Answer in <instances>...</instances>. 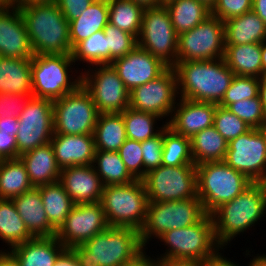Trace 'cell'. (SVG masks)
I'll return each instance as SVG.
<instances>
[{
  "label": "cell",
  "instance_id": "cell-1",
  "mask_svg": "<svg viewBox=\"0 0 266 266\" xmlns=\"http://www.w3.org/2000/svg\"><path fill=\"white\" fill-rule=\"evenodd\" d=\"M78 266H124L146 250L138 230L108 227L85 243L69 249Z\"/></svg>",
  "mask_w": 266,
  "mask_h": 266
},
{
  "label": "cell",
  "instance_id": "cell-2",
  "mask_svg": "<svg viewBox=\"0 0 266 266\" xmlns=\"http://www.w3.org/2000/svg\"><path fill=\"white\" fill-rule=\"evenodd\" d=\"M34 55L71 54L69 21L55 1L18 5Z\"/></svg>",
  "mask_w": 266,
  "mask_h": 266
},
{
  "label": "cell",
  "instance_id": "cell-3",
  "mask_svg": "<svg viewBox=\"0 0 266 266\" xmlns=\"http://www.w3.org/2000/svg\"><path fill=\"white\" fill-rule=\"evenodd\" d=\"M178 96L196 102L219 105L234 77L224 58L202 61H180L173 66Z\"/></svg>",
  "mask_w": 266,
  "mask_h": 266
},
{
  "label": "cell",
  "instance_id": "cell-4",
  "mask_svg": "<svg viewBox=\"0 0 266 266\" xmlns=\"http://www.w3.org/2000/svg\"><path fill=\"white\" fill-rule=\"evenodd\" d=\"M265 214V196L252 183L240 195L221 204L210 214L218 244L224 248L234 237L255 226Z\"/></svg>",
  "mask_w": 266,
  "mask_h": 266
},
{
  "label": "cell",
  "instance_id": "cell-5",
  "mask_svg": "<svg viewBox=\"0 0 266 266\" xmlns=\"http://www.w3.org/2000/svg\"><path fill=\"white\" fill-rule=\"evenodd\" d=\"M156 239H160L168 247L158 257L161 259L203 263L216 257L223 249L216 240L210 214H206L198 223L168 230Z\"/></svg>",
  "mask_w": 266,
  "mask_h": 266
},
{
  "label": "cell",
  "instance_id": "cell-6",
  "mask_svg": "<svg viewBox=\"0 0 266 266\" xmlns=\"http://www.w3.org/2000/svg\"><path fill=\"white\" fill-rule=\"evenodd\" d=\"M100 203L109 227L143 228L148 197L142 180L104 186Z\"/></svg>",
  "mask_w": 266,
  "mask_h": 266
},
{
  "label": "cell",
  "instance_id": "cell-7",
  "mask_svg": "<svg viewBox=\"0 0 266 266\" xmlns=\"http://www.w3.org/2000/svg\"><path fill=\"white\" fill-rule=\"evenodd\" d=\"M197 194L207 214L233 200L253 182L224 161L196 165Z\"/></svg>",
  "mask_w": 266,
  "mask_h": 266
},
{
  "label": "cell",
  "instance_id": "cell-8",
  "mask_svg": "<svg viewBox=\"0 0 266 266\" xmlns=\"http://www.w3.org/2000/svg\"><path fill=\"white\" fill-rule=\"evenodd\" d=\"M73 63L71 54L34 55L31 61L32 96L54 101L75 91L82 79L81 73L79 76L69 74Z\"/></svg>",
  "mask_w": 266,
  "mask_h": 266
},
{
  "label": "cell",
  "instance_id": "cell-9",
  "mask_svg": "<svg viewBox=\"0 0 266 266\" xmlns=\"http://www.w3.org/2000/svg\"><path fill=\"white\" fill-rule=\"evenodd\" d=\"M207 213L198 198L178 201L148 202L146 220L139 231L144 247L149 240L160 237L168 230L198 223ZM147 243V244H146Z\"/></svg>",
  "mask_w": 266,
  "mask_h": 266
},
{
  "label": "cell",
  "instance_id": "cell-10",
  "mask_svg": "<svg viewBox=\"0 0 266 266\" xmlns=\"http://www.w3.org/2000/svg\"><path fill=\"white\" fill-rule=\"evenodd\" d=\"M99 112L82 84L53 101L54 134L93 135Z\"/></svg>",
  "mask_w": 266,
  "mask_h": 266
},
{
  "label": "cell",
  "instance_id": "cell-11",
  "mask_svg": "<svg viewBox=\"0 0 266 266\" xmlns=\"http://www.w3.org/2000/svg\"><path fill=\"white\" fill-rule=\"evenodd\" d=\"M142 181L148 202L198 198L196 165H161L147 172Z\"/></svg>",
  "mask_w": 266,
  "mask_h": 266
},
{
  "label": "cell",
  "instance_id": "cell-12",
  "mask_svg": "<svg viewBox=\"0 0 266 266\" xmlns=\"http://www.w3.org/2000/svg\"><path fill=\"white\" fill-rule=\"evenodd\" d=\"M138 46L169 67L177 62L178 35L165 5L145 8Z\"/></svg>",
  "mask_w": 266,
  "mask_h": 266
},
{
  "label": "cell",
  "instance_id": "cell-13",
  "mask_svg": "<svg viewBox=\"0 0 266 266\" xmlns=\"http://www.w3.org/2000/svg\"><path fill=\"white\" fill-rule=\"evenodd\" d=\"M224 22L210 15L187 32L178 35L177 62L216 60L224 57Z\"/></svg>",
  "mask_w": 266,
  "mask_h": 266
},
{
  "label": "cell",
  "instance_id": "cell-14",
  "mask_svg": "<svg viewBox=\"0 0 266 266\" xmlns=\"http://www.w3.org/2000/svg\"><path fill=\"white\" fill-rule=\"evenodd\" d=\"M92 67L81 72V84L90 93L98 112L122 113L129 107L130 96L124 82L111 64Z\"/></svg>",
  "mask_w": 266,
  "mask_h": 266
},
{
  "label": "cell",
  "instance_id": "cell-15",
  "mask_svg": "<svg viewBox=\"0 0 266 266\" xmlns=\"http://www.w3.org/2000/svg\"><path fill=\"white\" fill-rule=\"evenodd\" d=\"M15 135L18 158L38 146L50 143L54 134L53 100L31 97L18 117Z\"/></svg>",
  "mask_w": 266,
  "mask_h": 266
},
{
  "label": "cell",
  "instance_id": "cell-16",
  "mask_svg": "<svg viewBox=\"0 0 266 266\" xmlns=\"http://www.w3.org/2000/svg\"><path fill=\"white\" fill-rule=\"evenodd\" d=\"M129 107L154 114L160 118L171 117L178 99L176 72L169 67L163 74L130 91Z\"/></svg>",
  "mask_w": 266,
  "mask_h": 266
},
{
  "label": "cell",
  "instance_id": "cell-17",
  "mask_svg": "<svg viewBox=\"0 0 266 266\" xmlns=\"http://www.w3.org/2000/svg\"><path fill=\"white\" fill-rule=\"evenodd\" d=\"M109 227L100 202L75 204L55 237L66 249L81 245Z\"/></svg>",
  "mask_w": 266,
  "mask_h": 266
},
{
  "label": "cell",
  "instance_id": "cell-18",
  "mask_svg": "<svg viewBox=\"0 0 266 266\" xmlns=\"http://www.w3.org/2000/svg\"><path fill=\"white\" fill-rule=\"evenodd\" d=\"M224 162L254 182L266 168V139L251 128L228 143Z\"/></svg>",
  "mask_w": 266,
  "mask_h": 266
},
{
  "label": "cell",
  "instance_id": "cell-19",
  "mask_svg": "<svg viewBox=\"0 0 266 266\" xmlns=\"http://www.w3.org/2000/svg\"><path fill=\"white\" fill-rule=\"evenodd\" d=\"M110 64L129 92L156 79L169 68L162 60L152 56L139 46L126 56L113 60Z\"/></svg>",
  "mask_w": 266,
  "mask_h": 266
},
{
  "label": "cell",
  "instance_id": "cell-20",
  "mask_svg": "<svg viewBox=\"0 0 266 266\" xmlns=\"http://www.w3.org/2000/svg\"><path fill=\"white\" fill-rule=\"evenodd\" d=\"M0 56L19 59L34 56L19 7H0Z\"/></svg>",
  "mask_w": 266,
  "mask_h": 266
},
{
  "label": "cell",
  "instance_id": "cell-21",
  "mask_svg": "<svg viewBox=\"0 0 266 266\" xmlns=\"http://www.w3.org/2000/svg\"><path fill=\"white\" fill-rule=\"evenodd\" d=\"M217 104L196 102L180 98L167 126L174 132L191 138L205 128L213 126Z\"/></svg>",
  "mask_w": 266,
  "mask_h": 266
},
{
  "label": "cell",
  "instance_id": "cell-22",
  "mask_svg": "<svg viewBox=\"0 0 266 266\" xmlns=\"http://www.w3.org/2000/svg\"><path fill=\"white\" fill-rule=\"evenodd\" d=\"M59 182L74 204L100 202L104 185L93 165L71 166L61 170Z\"/></svg>",
  "mask_w": 266,
  "mask_h": 266
},
{
  "label": "cell",
  "instance_id": "cell-23",
  "mask_svg": "<svg viewBox=\"0 0 266 266\" xmlns=\"http://www.w3.org/2000/svg\"><path fill=\"white\" fill-rule=\"evenodd\" d=\"M50 143L61 170L71 166L93 164L96 151L93 135L53 134Z\"/></svg>",
  "mask_w": 266,
  "mask_h": 266
},
{
  "label": "cell",
  "instance_id": "cell-24",
  "mask_svg": "<svg viewBox=\"0 0 266 266\" xmlns=\"http://www.w3.org/2000/svg\"><path fill=\"white\" fill-rule=\"evenodd\" d=\"M66 250L54 237H34L9 250L20 266H55L57 259Z\"/></svg>",
  "mask_w": 266,
  "mask_h": 266
},
{
  "label": "cell",
  "instance_id": "cell-25",
  "mask_svg": "<svg viewBox=\"0 0 266 266\" xmlns=\"http://www.w3.org/2000/svg\"><path fill=\"white\" fill-rule=\"evenodd\" d=\"M17 212L34 237H54L56 230L50 225L38 187L12 198Z\"/></svg>",
  "mask_w": 266,
  "mask_h": 266
},
{
  "label": "cell",
  "instance_id": "cell-26",
  "mask_svg": "<svg viewBox=\"0 0 266 266\" xmlns=\"http://www.w3.org/2000/svg\"><path fill=\"white\" fill-rule=\"evenodd\" d=\"M19 159L24 164L33 187L60 180L61 169L57 165L51 143L38 146L19 156Z\"/></svg>",
  "mask_w": 266,
  "mask_h": 266
},
{
  "label": "cell",
  "instance_id": "cell-27",
  "mask_svg": "<svg viewBox=\"0 0 266 266\" xmlns=\"http://www.w3.org/2000/svg\"><path fill=\"white\" fill-rule=\"evenodd\" d=\"M225 46L262 43L266 40V24L253 11L224 21Z\"/></svg>",
  "mask_w": 266,
  "mask_h": 266
},
{
  "label": "cell",
  "instance_id": "cell-28",
  "mask_svg": "<svg viewBox=\"0 0 266 266\" xmlns=\"http://www.w3.org/2000/svg\"><path fill=\"white\" fill-rule=\"evenodd\" d=\"M109 23L108 0H95L80 17L69 21V38L72 49Z\"/></svg>",
  "mask_w": 266,
  "mask_h": 266
},
{
  "label": "cell",
  "instance_id": "cell-29",
  "mask_svg": "<svg viewBox=\"0 0 266 266\" xmlns=\"http://www.w3.org/2000/svg\"><path fill=\"white\" fill-rule=\"evenodd\" d=\"M31 61L0 56V93L32 94Z\"/></svg>",
  "mask_w": 266,
  "mask_h": 266
},
{
  "label": "cell",
  "instance_id": "cell-30",
  "mask_svg": "<svg viewBox=\"0 0 266 266\" xmlns=\"http://www.w3.org/2000/svg\"><path fill=\"white\" fill-rule=\"evenodd\" d=\"M261 51L262 43L225 46L223 58L234 75L263 78Z\"/></svg>",
  "mask_w": 266,
  "mask_h": 266
},
{
  "label": "cell",
  "instance_id": "cell-31",
  "mask_svg": "<svg viewBox=\"0 0 266 266\" xmlns=\"http://www.w3.org/2000/svg\"><path fill=\"white\" fill-rule=\"evenodd\" d=\"M191 154L195 165L224 161L228 142L214 126L205 128L190 138Z\"/></svg>",
  "mask_w": 266,
  "mask_h": 266
},
{
  "label": "cell",
  "instance_id": "cell-32",
  "mask_svg": "<svg viewBox=\"0 0 266 266\" xmlns=\"http://www.w3.org/2000/svg\"><path fill=\"white\" fill-rule=\"evenodd\" d=\"M165 7L177 35L190 31L211 15V9L198 0H171Z\"/></svg>",
  "mask_w": 266,
  "mask_h": 266
},
{
  "label": "cell",
  "instance_id": "cell-33",
  "mask_svg": "<svg viewBox=\"0 0 266 266\" xmlns=\"http://www.w3.org/2000/svg\"><path fill=\"white\" fill-rule=\"evenodd\" d=\"M93 136L96 150L118 151L127 139L122 113H99Z\"/></svg>",
  "mask_w": 266,
  "mask_h": 266
},
{
  "label": "cell",
  "instance_id": "cell-34",
  "mask_svg": "<svg viewBox=\"0 0 266 266\" xmlns=\"http://www.w3.org/2000/svg\"><path fill=\"white\" fill-rule=\"evenodd\" d=\"M38 189L48 221L57 231L75 204L59 181L38 186Z\"/></svg>",
  "mask_w": 266,
  "mask_h": 266
},
{
  "label": "cell",
  "instance_id": "cell-35",
  "mask_svg": "<svg viewBox=\"0 0 266 266\" xmlns=\"http://www.w3.org/2000/svg\"><path fill=\"white\" fill-rule=\"evenodd\" d=\"M32 238L12 199H0V239L9 245L7 249Z\"/></svg>",
  "mask_w": 266,
  "mask_h": 266
},
{
  "label": "cell",
  "instance_id": "cell-36",
  "mask_svg": "<svg viewBox=\"0 0 266 266\" xmlns=\"http://www.w3.org/2000/svg\"><path fill=\"white\" fill-rule=\"evenodd\" d=\"M32 188L27 170L19 158L0 161V199H12Z\"/></svg>",
  "mask_w": 266,
  "mask_h": 266
},
{
  "label": "cell",
  "instance_id": "cell-37",
  "mask_svg": "<svg viewBox=\"0 0 266 266\" xmlns=\"http://www.w3.org/2000/svg\"><path fill=\"white\" fill-rule=\"evenodd\" d=\"M92 165L104 186L127 184L136 180L127 170L118 151L96 150Z\"/></svg>",
  "mask_w": 266,
  "mask_h": 266
},
{
  "label": "cell",
  "instance_id": "cell-38",
  "mask_svg": "<svg viewBox=\"0 0 266 266\" xmlns=\"http://www.w3.org/2000/svg\"><path fill=\"white\" fill-rule=\"evenodd\" d=\"M109 23L138 38L145 8L131 0H108Z\"/></svg>",
  "mask_w": 266,
  "mask_h": 266
},
{
  "label": "cell",
  "instance_id": "cell-39",
  "mask_svg": "<svg viewBox=\"0 0 266 266\" xmlns=\"http://www.w3.org/2000/svg\"><path fill=\"white\" fill-rule=\"evenodd\" d=\"M122 117L127 138L139 142L158 135L167 125L165 122V124L161 125L162 127L158 128L159 130H156V120L160 121L159 119L163 118L151 113L134 110L131 107H128L122 112Z\"/></svg>",
  "mask_w": 266,
  "mask_h": 266
},
{
  "label": "cell",
  "instance_id": "cell-40",
  "mask_svg": "<svg viewBox=\"0 0 266 266\" xmlns=\"http://www.w3.org/2000/svg\"><path fill=\"white\" fill-rule=\"evenodd\" d=\"M162 165L178 167L195 165L191 154L190 138L164 127Z\"/></svg>",
  "mask_w": 266,
  "mask_h": 266
},
{
  "label": "cell",
  "instance_id": "cell-41",
  "mask_svg": "<svg viewBox=\"0 0 266 266\" xmlns=\"http://www.w3.org/2000/svg\"><path fill=\"white\" fill-rule=\"evenodd\" d=\"M74 62L83 61L90 67L109 64V49L104 30L95 32L89 38L79 42L72 50Z\"/></svg>",
  "mask_w": 266,
  "mask_h": 266
},
{
  "label": "cell",
  "instance_id": "cell-42",
  "mask_svg": "<svg viewBox=\"0 0 266 266\" xmlns=\"http://www.w3.org/2000/svg\"><path fill=\"white\" fill-rule=\"evenodd\" d=\"M260 80L257 77L234 75L219 106L226 108L237 101L257 97Z\"/></svg>",
  "mask_w": 266,
  "mask_h": 266
},
{
  "label": "cell",
  "instance_id": "cell-43",
  "mask_svg": "<svg viewBox=\"0 0 266 266\" xmlns=\"http://www.w3.org/2000/svg\"><path fill=\"white\" fill-rule=\"evenodd\" d=\"M103 30L107 38V48L109 49V64L117 58L126 56L138 46L136 36L124 32L110 23Z\"/></svg>",
  "mask_w": 266,
  "mask_h": 266
},
{
  "label": "cell",
  "instance_id": "cell-44",
  "mask_svg": "<svg viewBox=\"0 0 266 266\" xmlns=\"http://www.w3.org/2000/svg\"><path fill=\"white\" fill-rule=\"evenodd\" d=\"M213 126L228 143L251 129L234 113L219 105L214 114Z\"/></svg>",
  "mask_w": 266,
  "mask_h": 266
},
{
  "label": "cell",
  "instance_id": "cell-45",
  "mask_svg": "<svg viewBox=\"0 0 266 266\" xmlns=\"http://www.w3.org/2000/svg\"><path fill=\"white\" fill-rule=\"evenodd\" d=\"M226 109L243 120L250 128L259 129L265 119L259 95L229 104Z\"/></svg>",
  "mask_w": 266,
  "mask_h": 266
},
{
  "label": "cell",
  "instance_id": "cell-46",
  "mask_svg": "<svg viewBox=\"0 0 266 266\" xmlns=\"http://www.w3.org/2000/svg\"><path fill=\"white\" fill-rule=\"evenodd\" d=\"M118 153L129 173L136 179H143V153L141 142L126 139Z\"/></svg>",
  "mask_w": 266,
  "mask_h": 266
},
{
  "label": "cell",
  "instance_id": "cell-47",
  "mask_svg": "<svg viewBox=\"0 0 266 266\" xmlns=\"http://www.w3.org/2000/svg\"><path fill=\"white\" fill-rule=\"evenodd\" d=\"M164 128L156 136L141 142L143 153V178L146 173L162 165Z\"/></svg>",
  "mask_w": 266,
  "mask_h": 266
},
{
  "label": "cell",
  "instance_id": "cell-48",
  "mask_svg": "<svg viewBox=\"0 0 266 266\" xmlns=\"http://www.w3.org/2000/svg\"><path fill=\"white\" fill-rule=\"evenodd\" d=\"M253 0H217L211 8V15L223 22L252 10Z\"/></svg>",
  "mask_w": 266,
  "mask_h": 266
},
{
  "label": "cell",
  "instance_id": "cell-49",
  "mask_svg": "<svg viewBox=\"0 0 266 266\" xmlns=\"http://www.w3.org/2000/svg\"><path fill=\"white\" fill-rule=\"evenodd\" d=\"M32 94L0 93V119L19 117Z\"/></svg>",
  "mask_w": 266,
  "mask_h": 266
},
{
  "label": "cell",
  "instance_id": "cell-50",
  "mask_svg": "<svg viewBox=\"0 0 266 266\" xmlns=\"http://www.w3.org/2000/svg\"><path fill=\"white\" fill-rule=\"evenodd\" d=\"M95 0H55L68 21L80 17Z\"/></svg>",
  "mask_w": 266,
  "mask_h": 266
},
{
  "label": "cell",
  "instance_id": "cell-51",
  "mask_svg": "<svg viewBox=\"0 0 266 266\" xmlns=\"http://www.w3.org/2000/svg\"><path fill=\"white\" fill-rule=\"evenodd\" d=\"M17 158L16 137L8 132L0 131V161Z\"/></svg>",
  "mask_w": 266,
  "mask_h": 266
},
{
  "label": "cell",
  "instance_id": "cell-52",
  "mask_svg": "<svg viewBox=\"0 0 266 266\" xmlns=\"http://www.w3.org/2000/svg\"><path fill=\"white\" fill-rule=\"evenodd\" d=\"M19 127L18 117H6L5 119H0V131H5L10 135L15 136Z\"/></svg>",
  "mask_w": 266,
  "mask_h": 266
},
{
  "label": "cell",
  "instance_id": "cell-53",
  "mask_svg": "<svg viewBox=\"0 0 266 266\" xmlns=\"http://www.w3.org/2000/svg\"><path fill=\"white\" fill-rule=\"evenodd\" d=\"M156 259L152 258L153 266H201V263L195 261L169 260L161 258Z\"/></svg>",
  "mask_w": 266,
  "mask_h": 266
},
{
  "label": "cell",
  "instance_id": "cell-54",
  "mask_svg": "<svg viewBox=\"0 0 266 266\" xmlns=\"http://www.w3.org/2000/svg\"><path fill=\"white\" fill-rule=\"evenodd\" d=\"M55 266H78L75 255L66 249L57 259Z\"/></svg>",
  "mask_w": 266,
  "mask_h": 266
},
{
  "label": "cell",
  "instance_id": "cell-55",
  "mask_svg": "<svg viewBox=\"0 0 266 266\" xmlns=\"http://www.w3.org/2000/svg\"><path fill=\"white\" fill-rule=\"evenodd\" d=\"M219 253L216 257L207 260L201 263V266H238L239 264H235L230 259L228 260L227 257L225 258L224 255Z\"/></svg>",
  "mask_w": 266,
  "mask_h": 266
},
{
  "label": "cell",
  "instance_id": "cell-56",
  "mask_svg": "<svg viewBox=\"0 0 266 266\" xmlns=\"http://www.w3.org/2000/svg\"><path fill=\"white\" fill-rule=\"evenodd\" d=\"M0 266H20V263L10 251L0 250Z\"/></svg>",
  "mask_w": 266,
  "mask_h": 266
},
{
  "label": "cell",
  "instance_id": "cell-57",
  "mask_svg": "<svg viewBox=\"0 0 266 266\" xmlns=\"http://www.w3.org/2000/svg\"><path fill=\"white\" fill-rule=\"evenodd\" d=\"M252 10L265 22L266 24V0H253Z\"/></svg>",
  "mask_w": 266,
  "mask_h": 266
},
{
  "label": "cell",
  "instance_id": "cell-58",
  "mask_svg": "<svg viewBox=\"0 0 266 266\" xmlns=\"http://www.w3.org/2000/svg\"><path fill=\"white\" fill-rule=\"evenodd\" d=\"M146 251L138 257L135 261H132L131 263H128L124 266H153L152 264V258L148 255H146Z\"/></svg>",
  "mask_w": 266,
  "mask_h": 266
},
{
  "label": "cell",
  "instance_id": "cell-59",
  "mask_svg": "<svg viewBox=\"0 0 266 266\" xmlns=\"http://www.w3.org/2000/svg\"><path fill=\"white\" fill-rule=\"evenodd\" d=\"M259 97L262 104L263 111L266 116V76L261 78L259 85Z\"/></svg>",
  "mask_w": 266,
  "mask_h": 266
},
{
  "label": "cell",
  "instance_id": "cell-60",
  "mask_svg": "<svg viewBox=\"0 0 266 266\" xmlns=\"http://www.w3.org/2000/svg\"><path fill=\"white\" fill-rule=\"evenodd\" d=\"M253 183L263 192L266 199V168Z\"/></svg>",
  "mask_w": 266,
  "mask_h": 266
},
{
  "label": "cell",
  "instance_id": "cell-61",
  "mask_svg": "<svg viewBox=\"0 0 266 266\" xmlns=\"http://www.w3.org/2000/svg\"><path fill=\"white\" fill-rule=\"evenodd\" d=\"M131 1L135 2L136 4L141 5L143 8H151V7L160 6L159 0H131Z\"/></svg>",
  "mask_w": 266,
  "mask_h": 266
},
{
  "label": "cell",
  "instance_id": "cell-62",
  "mask_svg": "<svg viewBox=\"0 0 266 266\" xmlns=\"http://www.w3.org/2000/svg\"><path fill=\"white\" fill-rule=\"evenodd\" d=\"M248 266H266V255H259L252 258V260L247 264Z\"/></svg>",
  "mask_w": 266,
  "mask_h": 266
},
{
  "label": "cell",
  "instance_id": "cell-63",
  "mask_svg": "<svg viewBox=\"0 0 266 266\" xmlns=\"http://www.w3.org/2000/svg\"><path fill=\"white\" fill-rule=\"evenodd\" d=\"M261 63H262V73L266 76V40L262 42V51H261Z\"/></svg>",
  "mask_w": 266,
  "mask_h": 266
},
{
  "label": "cell",
  "instance_id": "cell-64",
  "mask_svg": "<svg viewBox=\"0 0 266 266\" xmlns=\"http://www.w3.org/2000/svg\"><path fill=\"white\" fill-rule=\"evenodd\" d=\"M20 0H0V7H18Z\"/></svg>",
  "mask_w": 266,
  "mask_h": 266
},
{
  "label": "cell",
  "instance_id": "cell-65",
  "mask_svg": "<svg viewBox=\"0 0 266 266\" xmlns=\"http://www.w3.org/2000/svg\"><path fill=\"white\" fill-rule=\"evenodd\" d=\"M45 1H55V0H20L19 5H24L30 2H45Z\"/></svg>",
  "mask_w": 266,
  "mask_h": 266
},
{
  "label": "cell",
  "instance_id": "cell-66",
  "mask_svg": "<svg viewBox=\"0 0 266 266\" xmlns=\"http://www.w3.org/2000/svg\"><path fill=\"white\" fill-rule=\"evenodd\" d=\"M198 1L203 2L211 9L217 0H198Z\"/></svg>",
  "mask_w": 266,
  "mask_h": 266
},
{
  "label": "cell",
  "instance_id": "cell-67",
  "mask_svg": "<svg viewBox=\"0 0 266 266\" xmlns=\"http://www.w3.org/2000/svg\"><path fill=\"white\" fill-rule=\"evenodd\" d=\"M259 130L262 132V134L264 135V137L266 139V116H265V119H264L263 123L261 124Z\"/></svg>",
  "mask_w": 266,
  "mask_h": 266
},
{
  "label": "cell",
  "instance_id": "cell-68",
  "mask_svg": "<svg viewBox=\"0 0 266 266\" xmlns=\"http://www.w3.org/2000/svg\"><path fill=\"white\" fill-rule=\"evenodd\" d=\"M160 1V5H165L166 3H168L171 0H159Z\"/></svg>",
  "mask_w": 266,
  "mask_h": 266
}]
</instances>
